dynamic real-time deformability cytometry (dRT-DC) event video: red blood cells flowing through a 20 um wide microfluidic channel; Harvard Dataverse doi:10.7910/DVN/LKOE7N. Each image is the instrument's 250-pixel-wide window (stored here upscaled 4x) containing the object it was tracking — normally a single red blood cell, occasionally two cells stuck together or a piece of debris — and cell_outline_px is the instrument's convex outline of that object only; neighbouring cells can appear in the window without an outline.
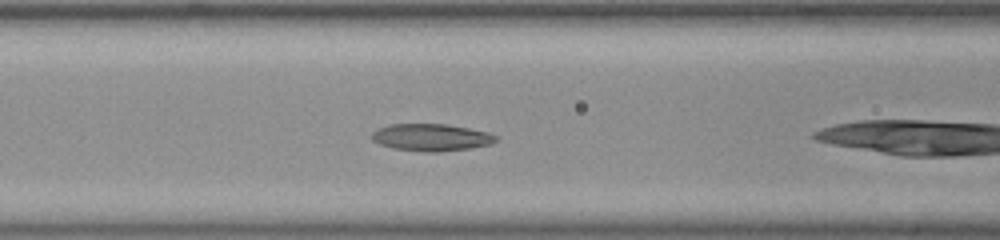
{"species": "common noctule bat (a hibernating species)", "species_latin": "Nyctalus noctula", "temperature_condition": "room temperature", "stored_images_in_passage": 7, "camera_frame_rate_fps": 3000, "um_per_image_px": 0.085, "animal": {"sex": "female", "body_mass_g": 23.0, "forearm_length_mm": 53.4}, "frame": {"image": 1, "passage_image": 3, "time_ms": 0.667, "image_size_px": [1000, 240], "cell_outline_px": [[500, 140], [492, 144], [472, 148], [436, 152], [424, 152], [396, 148], [380, 144], [372, 140], [372, 132], [380, 128], [392, 124], [444, 124], [468, 128], [488, 132], [500, 136]], "centroid_in_image_um": [36.74, 11.68], "position_along_channel_um": 129.9, "area_um2": 19.65}}
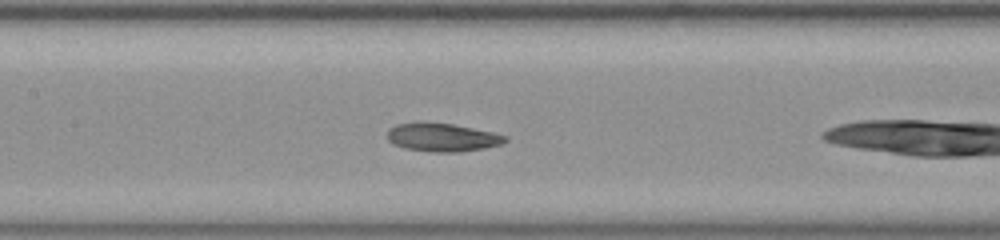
{"frame": {"image": 2, "passage_image": 6, "time_ms": 1.667, "image_size_px": [1000, 240], "cell_outline_px": [[508, 140], [500, 144], [484, 148], [460, 152], [432, 152], [404, 148], [392, 144], [388, 140], [388, 128], [396, 124], [452, 124], [492, 132], [508, 136]], "centroid_in_image_um": [37.61, 11.71], "position_along_channel_um": 169.8, "area_um2": 19.02}}